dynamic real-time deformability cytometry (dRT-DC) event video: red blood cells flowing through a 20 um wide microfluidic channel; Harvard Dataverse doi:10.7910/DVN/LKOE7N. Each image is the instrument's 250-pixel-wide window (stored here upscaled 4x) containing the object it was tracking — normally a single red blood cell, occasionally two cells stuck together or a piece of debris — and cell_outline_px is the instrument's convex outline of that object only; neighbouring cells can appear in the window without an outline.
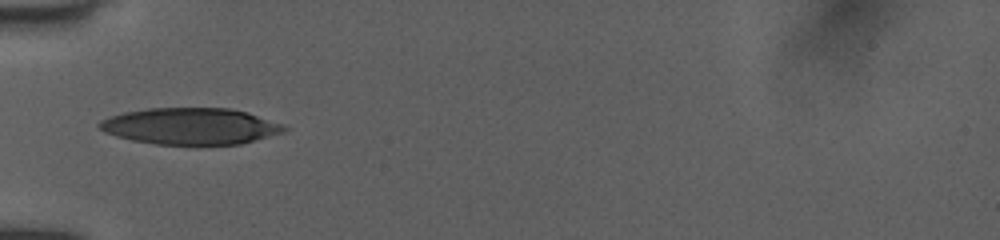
{"species": "human", "species_latin": "Homo sapiens", "temperature_condition": "room temperature", "stored_images_in_passage": 7, "camera_frame_rate_fps": 3000, "um_per_image_px": 0.085, "donor": {"sex": "female"}, "frame": {"image": 1, "passage_image": 1, "time_ms": 0.0, "image_size_px": [1000, 240], "cell_outline_px": [[288, 128], [284, 132], [240, 144], [156, 144], [132, 140], [116, 136], [104, 132], [96, 124], [100, 120], [124, 112], [148, 108], [228, 108], [248, 112], [280, 124]], "centroid_in_image_um": [16.16, 10.72], "position_along_channel_um": 68.8, "area_um2": 39.02}}